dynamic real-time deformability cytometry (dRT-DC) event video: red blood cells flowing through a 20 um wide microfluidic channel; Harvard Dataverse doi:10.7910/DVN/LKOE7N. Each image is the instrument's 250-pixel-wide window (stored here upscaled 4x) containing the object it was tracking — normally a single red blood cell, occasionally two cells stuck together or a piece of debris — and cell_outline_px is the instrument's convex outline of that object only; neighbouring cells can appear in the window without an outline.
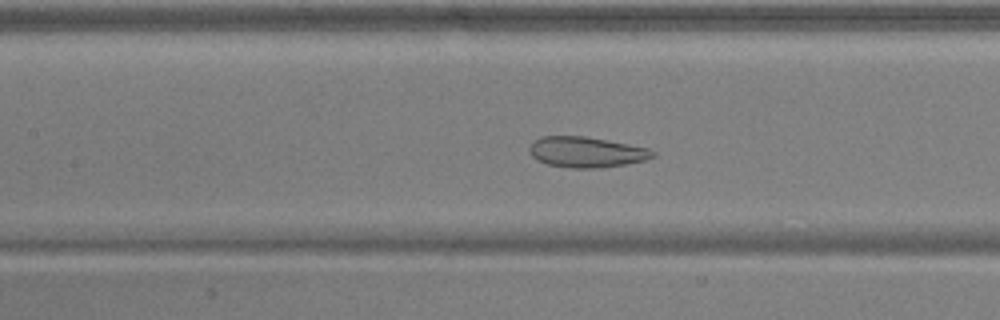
{"species": "common noctule bat (a hibernating species)", "species_latin": "Nyctalus noctula", "temperature_condition": "warm", "stored_images_in_passage": 46, "camera_frame_rate_fps": 3000, "um_per_image_px": 0.085, "animal": {"sex": "male", "body_mass_g": 17.9, "forearm_length_mm": 54.2}, "frame": {"image": 1, "passage_image": 18, "time_ms": 5.667, "image_size_px": [1000, 320], "cell_outline_px": [[656, 156], [644, 160], [628, 164], [600, 168], [572, 168], [548, 164], [536, 160], [528, 152], [528, 148], [540, 136], [584, 136], [628, 144], [648, 148], [656, 152]], "centroid_in_image_um": [49.84, 12.93], "position_along_channel_um": 157.6, "area_um2": 22.02}}
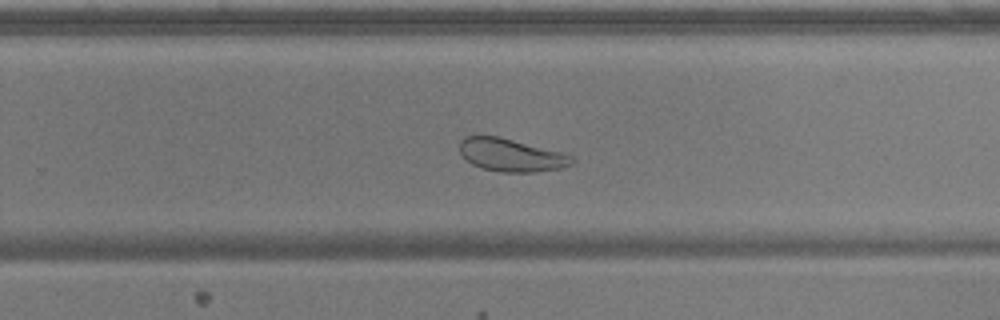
{"frame": {"image": 2, "passage_image": 28, "time_ms": 9.0, "image_size_px": [1000, 320], "cell_outline_px": [[576, 160], [572, 164], [560, 168], [532, 172], [504, 172], [484, 168], [472, 164], [460, 152], [460, 140], [464, 136], [500, 136], [572, 156]], "centroid_in_image_um": [43.42, 13.17], "position_along_channel_um": 286.4, "area_um2": 21.04}}
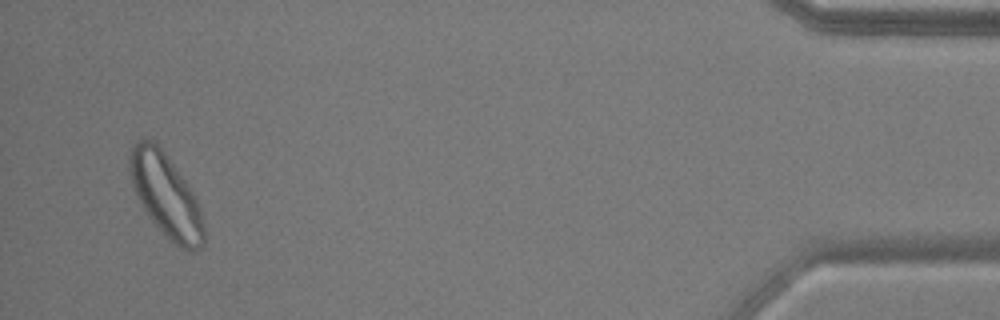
{"frame": {"image": 3, "passage_image": 44, "time_ms": 14.333, "image_size_px": [1000, 320], "cell_outline_px": [[204, 244], [200, 248], [188, 252], [180, 248], [164, 236], [152, 220], [144, 208], [132, 188], [128, 168], [128, 156], [132, 144], [140, 136], [144, 136], [152, 140], [160, 148], [184, 180], [192, 192], [200, 208], [204, 228]], "centroid_in_image_um": [14.05, 16.6], "position_along_channel_um": 421.1, "area_um2": 35.95}, "authors_computed_cell_mechanics": {"area_um2": 28.7844, "velocity_mm_per_s": 3.8811, "shape_relaxation_time_tau1_ms": null, "shape_relaxation_time_tau2_ms": 1.3371, "deformation_change_tau1": null, "deformation_change_tau2": 0.0754}}